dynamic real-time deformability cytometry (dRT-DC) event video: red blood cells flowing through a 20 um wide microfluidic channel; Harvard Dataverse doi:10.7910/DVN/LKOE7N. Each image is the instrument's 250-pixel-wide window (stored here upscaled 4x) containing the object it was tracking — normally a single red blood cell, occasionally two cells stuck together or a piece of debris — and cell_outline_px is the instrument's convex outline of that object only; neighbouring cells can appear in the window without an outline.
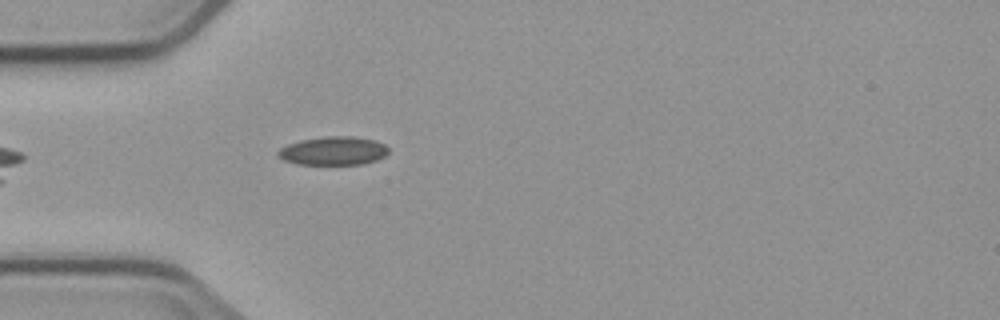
{"species": "common noctule bat (a hibernating species)", "species_latin": "Nyctalus noctula", "temperature_condition": "cold", "stored_images_in_passage": 1, "camera_frame_rate_fps": 3000, "um_per_image_px": 0.085, "animal": {"sex": "male", "body_mass_g": 23.1, "forearm_length_mm": 52.7}, "frame": {"image": 1, "passage_image": 1, "time_ms": 0.0, "image_size_px": [1000, 320], "cell_outline_px": [[388, 152], [384, 156], [376, 160], [360, 164], [296, 164], [284, 160], [276, 152], [280, 148], [288, 144], [300, 140], [324, 136], [352, 136], [376, 140], [384, 144], [388, 148]], "centroid_in_image_um": [28.33, 12.81], "position_along_channel_um": 56.7, "area_um2": 18.32}}